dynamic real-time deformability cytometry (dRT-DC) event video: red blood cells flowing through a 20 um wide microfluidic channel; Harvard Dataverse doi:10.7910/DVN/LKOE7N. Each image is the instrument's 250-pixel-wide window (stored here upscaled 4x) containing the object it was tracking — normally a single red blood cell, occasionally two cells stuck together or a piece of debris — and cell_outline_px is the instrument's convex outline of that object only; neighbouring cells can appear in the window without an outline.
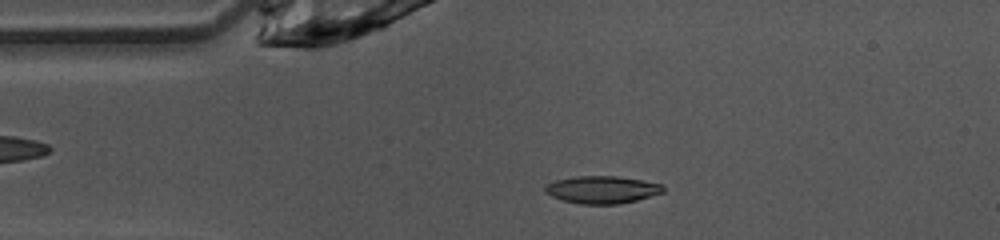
{"species": "common noctule bat (a hibernating species)", "species_latin": "Nyctalus noctula", "temperature_condition": "warm", "stored_images_in_passage": 36, "camera_frame_rate_fps": 3000, "um_per_image_px": 0.085, "animal": {"sex": "female", "body_mass_g": 10.0, "forearm_length_mm": 53.1}, "frame": {"image": 1, "passage_image": 2, "time_ms": 0.333, "image_size_px": [1000, 240], "cell_outline_px": [[664, 192], [636, 200], [620, 204], [580, 204], [564, 200], [552, 196], [544, 192], [544, 188], [548, 184], [556, 180], [576, 176], [616, 176], [664, 184]], "centroid_in_image_um": [51.19, 16.12], "position_along_channel_um": 33.8, "area_um2": 18.79}}
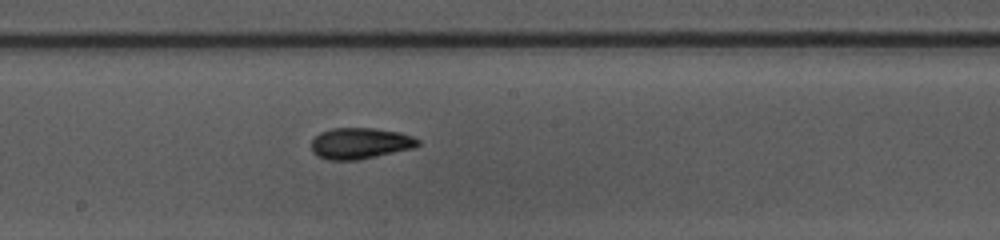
{"frame": {"image": 2, "passage_image": 17, "time_ms": 5.333, "image_size_px": [1000, 240], "cell_outline_px": [[420, 144], [416, 148], [356, 160], [328, 160], [316, 156], [312, 152], [312, 140], [320, 132], [332, 128], [372, 128], [400, 132], [412, 136], [420, 140]], "centroid_in_image_um": [30.62, 12.18], "position_along_channel_um": 217.6, "area_um2": 19.48}}
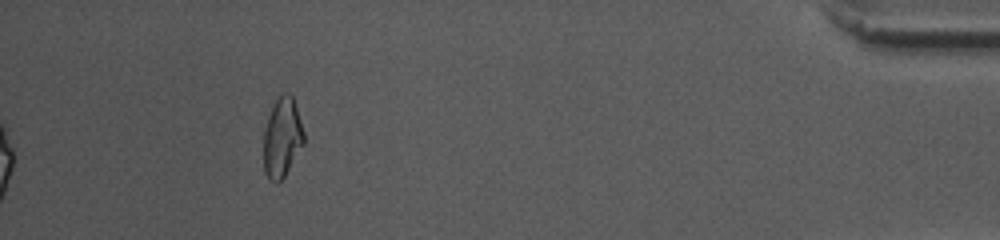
{"frame": {"image": 3, "passage_image": 36, "time_ms": 11.667, "image_size_px": [1000, 240], "cell_outline_px": [[304, 144], [284, 176], [276, 184], [264, 172], [264, 128], [268, 116], [276, 100], [284, 92], [288, 92], [292, 96], [304, 132]], "centroid_in_image_um": [23.98, 11.69], "position_along_channel_um": 411.2, "area_um2": 18.38}, "authors_computed_cell_mechanics": {"area_um2": 18.7272, "velocity_mm_per_s": 4.1064, "shape_relaxation_time_tau1_ms": 4.2505, "shape_relaxation_time_tau2_ms": 1.6885, "deformation_change_tau1": 0.1454, "deformation_change_tau2": 0.0747}}